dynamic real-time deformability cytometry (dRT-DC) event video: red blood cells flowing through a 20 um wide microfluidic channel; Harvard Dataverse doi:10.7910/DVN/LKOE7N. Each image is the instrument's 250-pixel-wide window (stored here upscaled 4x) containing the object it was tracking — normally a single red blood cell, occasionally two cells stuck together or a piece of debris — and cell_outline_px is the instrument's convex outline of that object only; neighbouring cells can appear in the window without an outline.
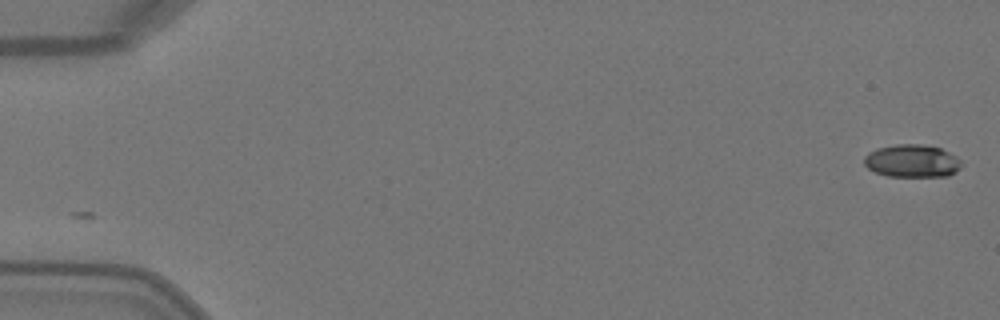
{"species": "Egyptian fruit bat (a non-hibernating species)", "species_latin": "Rousettus aegyptiacus", "temperature_condition": "warm", "stored_images_in_passage": 47, "camera_frame_rate_fps": 3000, "um_per_image_px": 0.085, "animal": {"sex": "female"}, "frame": {"image": 1, "passage_image": 1, "time_ms": 0.0, "image_size_px": [1000, 320], "cell_outline_px": [[964, 164], [956, 172], [948, 176], [888, 176], [876, 172], [868, 168], [864, 164], [864, 156], [868, 152], [876, 148], [896, 144], [920, 144], [940, 148], [956, 156]], "centroid_in_image_um": [77.53, 13.68], "position_along_channel_um": 7.5, "area_um2": 18.67}}
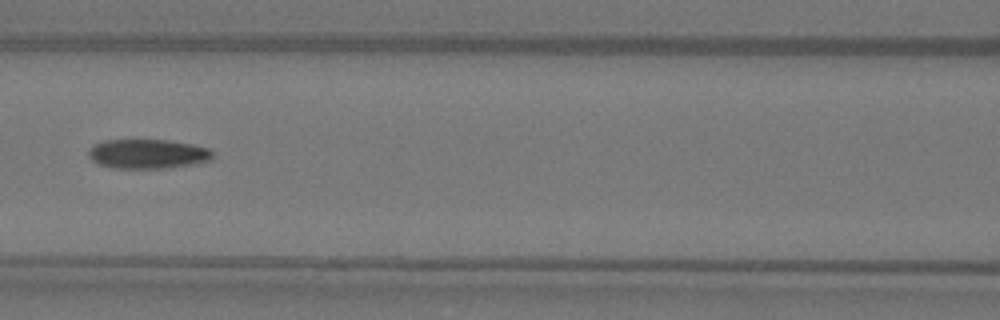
{"frame": {"image": 2, "passage_image": 23, "time_ms": 7.333, "image_size_px": [1000, 320], "cell_outline_px": [[212, 160], [172, 168], [112, 168], [100, 164], [92, 160], [88, 156], [88, 148], [92, 144], [104, 140], [168, 140], [192, 144], [208, 148], [212, 152]], "centroid_in_image_um": [12.53, 13.08], "position_along_channel_um": 154.1, "area_um2": 21.44}}
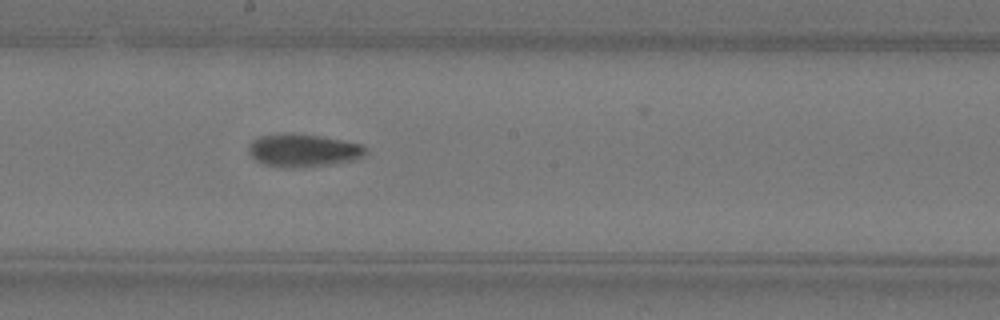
{"frame": {"image": 3, "passage_image": 28, "time_ms": 9.0, "image_size_px": [1000, 320], "cell_outline_px": [[368, 152], [364, 156], [352, 160], [332, 164], [300, 168], [284, 168], [264, 164], [256, 160], [248, 152], [248, 148], [252, 140], [260, 136], [280, 132], [296, 132], [320, 136], [364, 144], [368, 148]], "centroid_in_image_um": [25.78, 12.77], "position_along_channel_um": 222.4, "area_um2": 23.0}}